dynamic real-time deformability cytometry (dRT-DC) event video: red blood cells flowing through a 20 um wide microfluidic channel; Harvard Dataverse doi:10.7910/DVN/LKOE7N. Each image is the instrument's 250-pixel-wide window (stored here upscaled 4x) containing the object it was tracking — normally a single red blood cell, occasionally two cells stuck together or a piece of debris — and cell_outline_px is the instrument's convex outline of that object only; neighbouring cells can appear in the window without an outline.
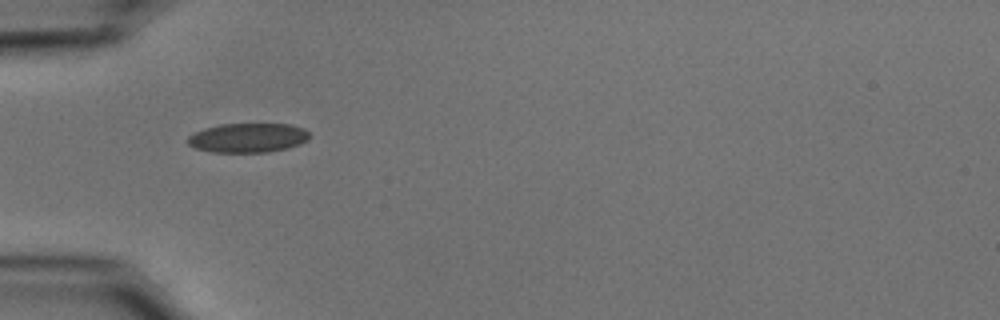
{"species": "common noctule bat (a hibernating species)", "species_latin": "Nyctalus noctula", "temperature_condition": "cold", "stored_images_in_passage": 38, "camera_frame_rate_fps": 3000, "um_per_image_px": 0.085, "animal": {"sex": "male", "body_mass_g": 15.6}, "frame": {"image": 1, "passage_image": 1, "time_ms": 0.0, "image_size_px": [1000, 320], "cell_outline_px": [[308, 140], [300, 144], [288, 148], [268, 152], [212, 152], [196, 148], [188, 144], [188, 136], [204, 128], [220, 124], [292, 124], [304, 128], [308, 132]], "centroid_in_image_um": [21.09, 11.71], "position_along_channel_um": 63.9, "area_um2": 20.81}}
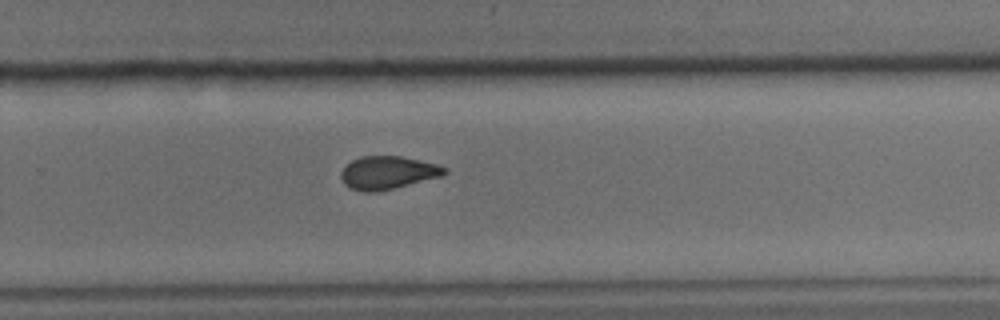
{"frame": {"image": 2, "passage_image": 20, "time_ms": 6.333, "image_size_px": [1000, 320], "cell_outline_px": [[448, 172], [440, 176], [376, 192], [364, 192], [348, 188], [344, 184], [340, 176], [340, 172], [352, 160], [360, 156], [400, 156], [436, 164], [448, 168]], "centroid_in_image_um": [32.91, 14.67], "position_along_channel_um": 296.9, "area_um2": 19.71}}
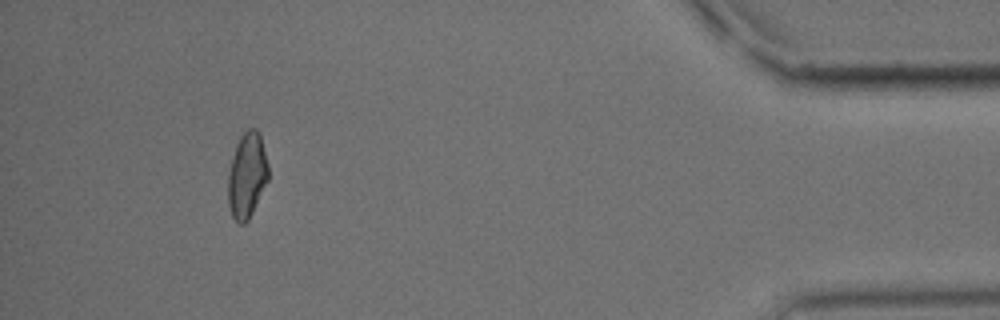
{"frame": {"image": 3, "passage_image": 34, "time_ms": 11.0, "image_size_px": [1000, 320], "cell_outline_px": [[268, 180], [248, 220], [244, 224], [240, 224], [232, 216], [228, 204], [228, 172], [236, 144], [240, 136], [248, 128], [256, 128], [260, 132], [268, 164]], "centroid_in_image_um": [20.99, 14.87], "position_along_channel_um": 414.2, "area_um2": 20.06}, "authors_computed_cell_mechanics": {"area_um2": 20.1433, "velocity_mm_per_s": 3.7022, "shape_relaxation_time_tau1_ms": 6.947, "shape_relaxation_time_tau2_ms": 1.8266, "deformation_change_tau1": 0.1332, "deformation_change_tau2": 0.0688}}